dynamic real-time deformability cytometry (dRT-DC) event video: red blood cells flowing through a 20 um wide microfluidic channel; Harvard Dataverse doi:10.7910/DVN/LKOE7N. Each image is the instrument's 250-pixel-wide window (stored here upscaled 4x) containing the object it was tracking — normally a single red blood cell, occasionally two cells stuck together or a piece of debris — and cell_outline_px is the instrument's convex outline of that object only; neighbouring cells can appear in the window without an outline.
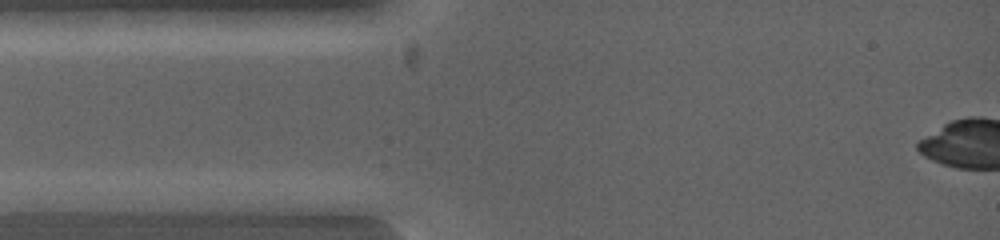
{"species": "common noctule bat (a hibernating species)", "species_latin": "Nyctalus noctula", "temperature_condition": "warm", "stored_images_in_passage": 4, "camera_frame_rate_fps": 5000, "um_per_image_px": 0.085, "animal": {"sex": "female", "body_mass_g": 19.0, "forearm_length_mm": 53.3}, "frame": {"image": 1, "passage_image": 1, "time_ms": 0.0, "image_size_px": [1000, 240], "cell_outline_px": [[124, 200], [68, 212], [24, 212], [16, 200], [64, 192], [120, 192], [124, 196]], "centroid_in_image_um": [5.81, 17.13], "position_along_channel_um": 79.2, "area_um2": 11.39}}